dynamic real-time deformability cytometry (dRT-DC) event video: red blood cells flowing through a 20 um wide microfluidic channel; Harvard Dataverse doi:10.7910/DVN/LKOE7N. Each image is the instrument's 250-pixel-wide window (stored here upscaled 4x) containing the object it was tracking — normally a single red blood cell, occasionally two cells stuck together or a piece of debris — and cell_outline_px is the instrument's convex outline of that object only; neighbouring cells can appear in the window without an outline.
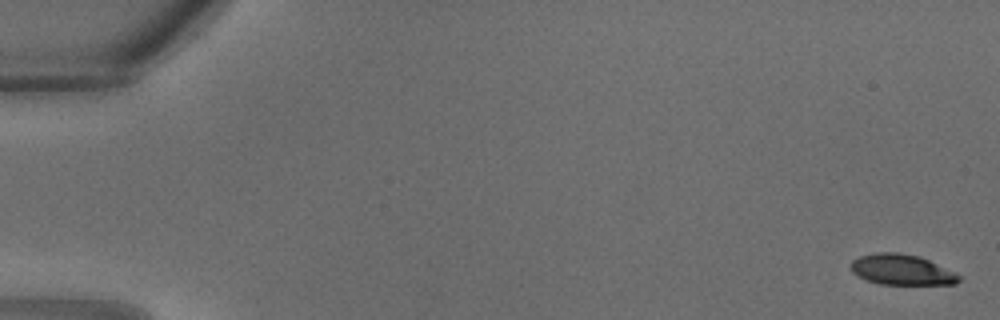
{"species": "common noctule bat (a hibernating species)", "species_latin": "Nyctalus noctula", "temperature_condition": "warm", "stored_images_in_passage": 33, "camera_frame_rate_fps": 3000, "um_per_image_px": 0.085, "animal": {"sex": "male", "body_mass_g": 18.8}, "frame": {"image": 1, "passage_image": 1, "time_ms": 0.0, "image_size_px": [1000, 320], "cell_outline_px": [[960, 280], [956, 284], [880, 284], [868, 280], [852, 272], [852, 260], [860, 256], [876, 252], [900, 252], [920, 256], [956, 272], [960, 276]], "centroid_in_image_um": [76.68, 22.91], "position_along_channel_um": 8.3, "area_um2": 19.19}}
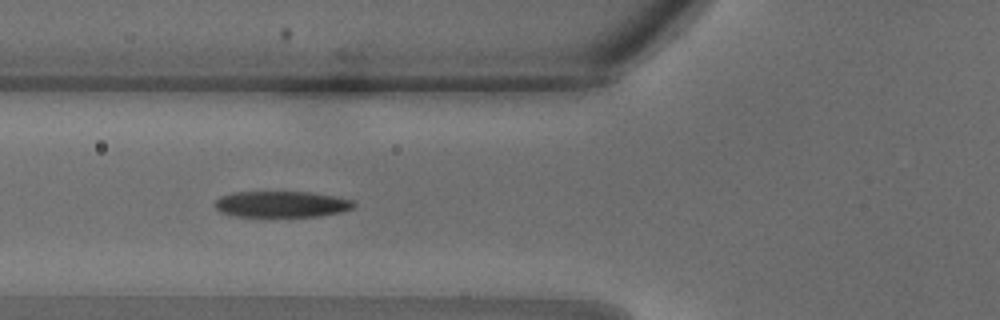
{"frame": {"image": 2, "passage_image": 13, "time_ms": 4.0, "image_size_px": [1000, 320], "cell_outline_px": [[356, 204], [352, 208], [340, 212], [320, 216], [236, 216], [220, 212], [212, 204], [220, 196], [232, 192], [308, 192], [336, 196], [352, 200]], "centroid_in_image_um": [23.9, 17.35], "position_along_channel_um": 101.9, "area_um2": 21.15}}
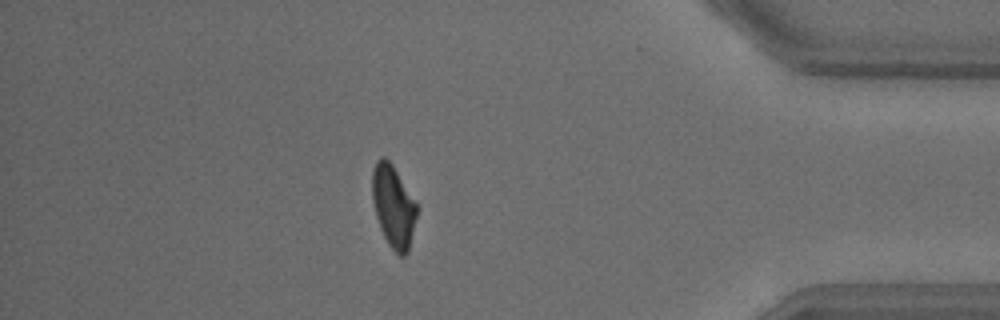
{"frame": {"image": 3, "passage_image": 29, "time_ms": 9.333, "image_size_px": [1000, 320], "cell_outline_px": [[416, 216], [408, 252], [404, 256], [400, 256], [388, 244], [380, 228], [376, 216], [372, 200], [372, 168], [376, 160], [380, 156], [384, 156], [392, 164], [416, 204]], "centroid_in_image_um": [33.39, 17.51], "position_along_channel_um": 401.8, "area_um2": 21.04}}